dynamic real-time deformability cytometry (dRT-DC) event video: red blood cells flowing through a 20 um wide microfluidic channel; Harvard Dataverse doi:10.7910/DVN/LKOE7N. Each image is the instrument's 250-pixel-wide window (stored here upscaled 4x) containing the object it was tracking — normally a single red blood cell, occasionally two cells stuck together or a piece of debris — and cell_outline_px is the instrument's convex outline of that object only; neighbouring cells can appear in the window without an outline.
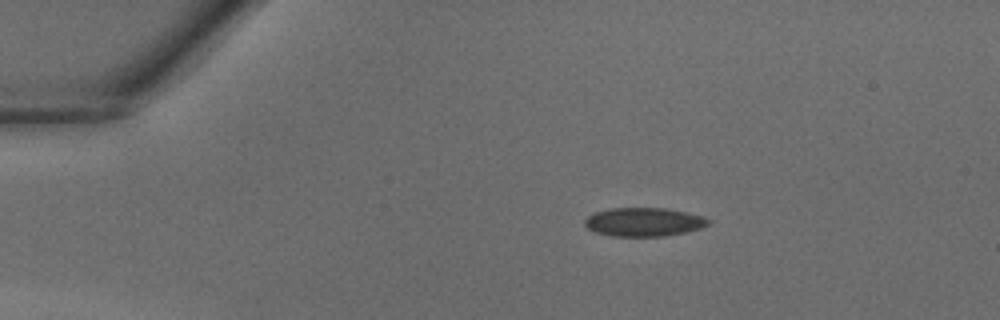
{"species": "common noctule bat (a hibernating species)", "species_latin": "Nyctalus noctula", "temperature_condition": "warm", "stored_images_in_passage": 35, "camera_frame_rate_fps": 3000, "um_per_image_px": 0.085, "animal": {"sex": "male", "body_mass_g": 18.8}, "frame": {"image": 1, "passage_image": 3, "time_ms": 0.667, "image_size_px": [1000, 320], "cell_outline_px": [[712, 220], [708, 224], [700, 228], [684, 232], [664, 236], [612, 236], [596, 232], [588, 228], [584, 224], [584, 220], [588, 216], [596, 212], [612, 208], [664, 208], [704, 216]], "centroid_in_image_um": [54.73, 18.87], "position_along_channel_um": 30.3, "area_um2": 20.46}}
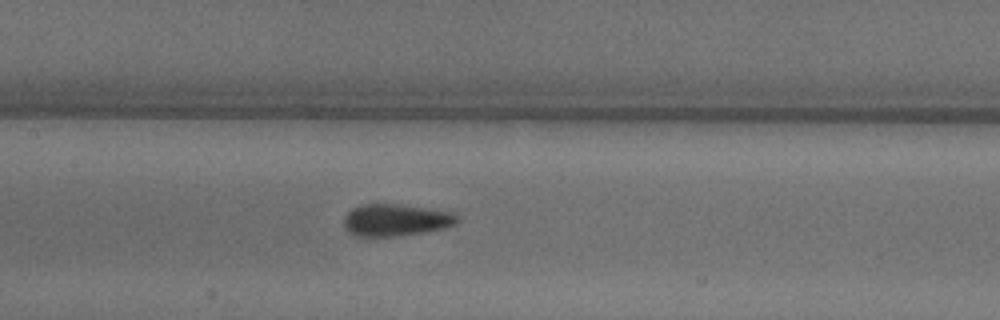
{"frame": {"image": 2, "passage_image": 15, "time_ms": 4.667, "image_size_px": [1000, 320], "cell_outline_px": [[460, 220], [456, 224], [444, 228], [396, 236], [356, 236], [348, 232], [344, 228], [344, 216], [352, 208], [360, 204], [400, 204], [428, 208], [452, 212], [460, 216]], "centroid_in_image_um": [33.64, 18.69], "position_along_channel_um": 173.8, "area_um2": 21.27}}
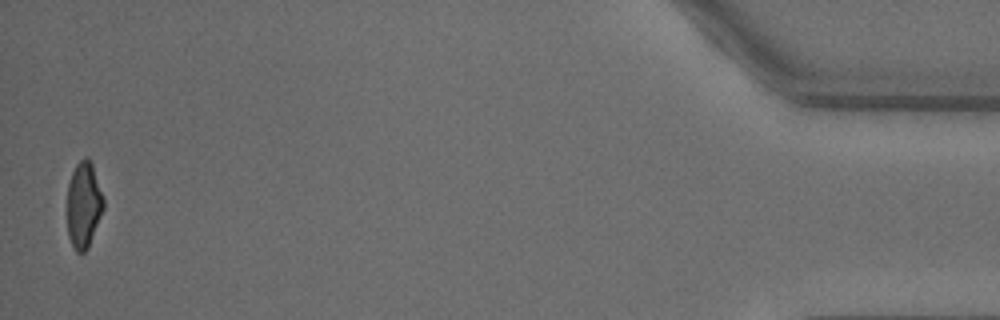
{"frame": {"image": 3, "passage_image": 35, "time_ms": 11.333, "image_size_px": [1000, 320], "cell_outline_px": [[104, 208], [88, 248], [84, 252], [76, 252], [68, 236], [68, 184], [72, 172], [76, 164], [84, 156], [88, 156], [92, 164], [104, 196]], "centroid_in_image_um": [7.13, 17.39], "position_along_channel_um": 428.1, "area_um2": 18.26}}